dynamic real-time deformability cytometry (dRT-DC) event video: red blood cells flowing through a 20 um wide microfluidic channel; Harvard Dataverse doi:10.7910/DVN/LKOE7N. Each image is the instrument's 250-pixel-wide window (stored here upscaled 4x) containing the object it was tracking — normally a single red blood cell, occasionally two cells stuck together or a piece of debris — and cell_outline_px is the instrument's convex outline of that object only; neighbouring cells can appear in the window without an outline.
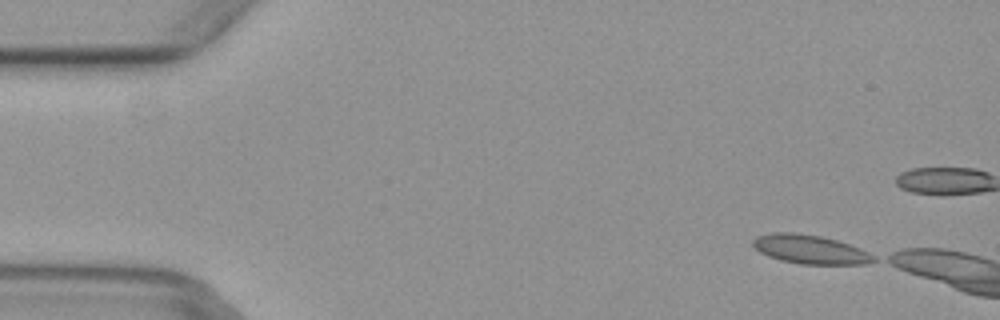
{"species": "common noctule bat (a hibernating species)", "species_latin": "Nyctalus noctula", "temperature_condition": "warm", "stored_images_in_passage": 7, "camera_frame_rate_fps": 3000, "um_per_image_px": 0.085, "animal": {"sex": "female", "body_mass_g": 29.2, "forearm_length_mm": 56.3}, "frame": {"image": 1, "passage_image": 1, "time_ms": 0.0, "image_size_px": [1000, 320], "cell_outline_px": [[876, 260], [864, 264], [800, 264], [780, 260], [768, 256], [760, 252], [752, 244], [752, 240], [756, 236], [772, 232], [796, 232], [820, 236], [836, 240], [860, 248], [876, 256]], "centroid_in_image_um": [68.84, 21.19], "position_along_channel_um": 16.2, "area_um2": 20.35}}